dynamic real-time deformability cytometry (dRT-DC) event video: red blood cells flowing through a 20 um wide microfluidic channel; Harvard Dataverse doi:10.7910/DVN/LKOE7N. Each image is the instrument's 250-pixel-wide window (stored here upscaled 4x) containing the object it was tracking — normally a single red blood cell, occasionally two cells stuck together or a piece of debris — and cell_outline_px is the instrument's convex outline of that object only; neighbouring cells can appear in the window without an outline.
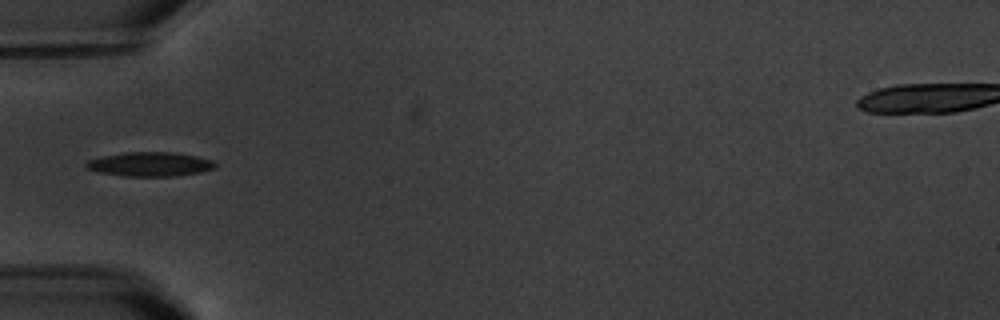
{"species": "common noctule bat (a hibernating species)", "species_latin": "Nyctalus noctula", "temperature_condition": "warm", "stored_images_in_passage": 13, "camera_frame_rate_fps": 3000, "um_per_image_px": 0.085, "animal": {"sex": "male", "body_mass_g": 20.1, "forearm_length_mm": 53.5}, "frame": {"image": 1, "passage_image": 3, "time_ms": 2.333, "image_size_px": [1000, 320], "cell_outline_px": [[216, 168], [200, 172], [176, 176], [124, 176], [96, 172], [88, 168], [84, 164], [88, 160], [100, 156], [124, 152], [176, 152], [196, 156], [212, 160], [216, 164]], "centroid_in_image_um": [12.73, 13.95], "position_along_channel_um": 72.3, "area_um2": 18.38}}
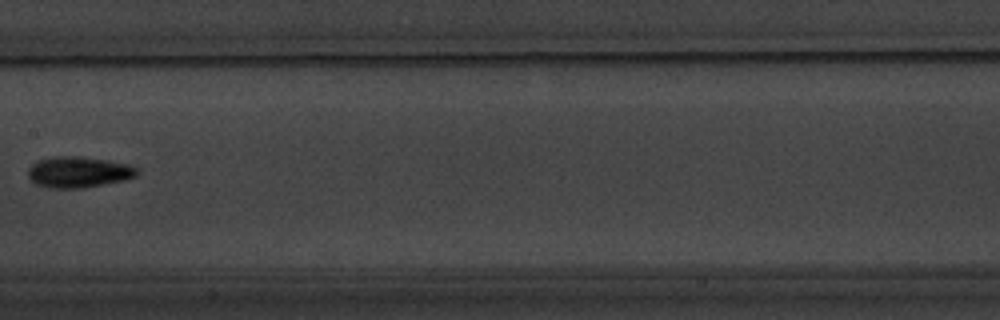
{"frame": {"image": 2, "passage_image": 6, "time_ms": 6.0, "image_size_px": [1000, 320], "cell_outline_px": [[136, 176], [124, 180], [84, 188], [48, 188], [36, 184], [28, 176], [28, 168], [32, 164], [40, 160], [52, 156], [80, 156], [108, 160], [124, 164], [136, 168]], "centroid_in_image_um": [6.62, 14.63], "position_along_channel_um": 200.8, "area_um2": 19.54}}
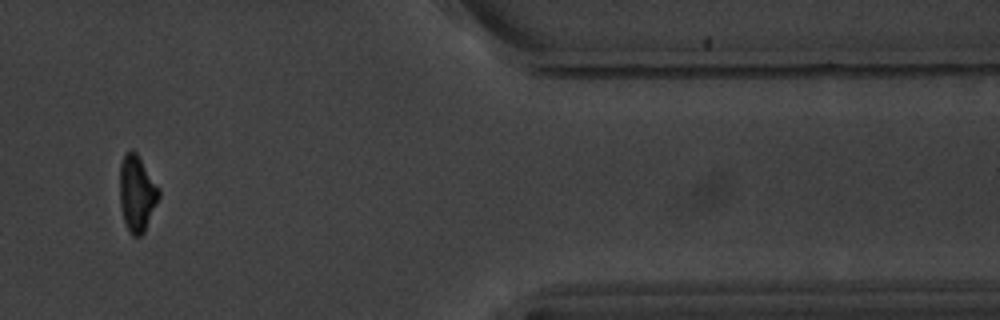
{"frame": {"image": 3, "passage_image": 11, "time_ms": 12.667, "image_size_px": [1000, 320], "cell_outline_px": [[160, 196], [144, 232], [140, 236], [132, 236], [124, 220], [120, 204], [120, 164], [124, 152], [132, 148], [136, 152], [160, 188]], "centroid_in_image_um": [11.64, 16.39], "position_along_channel_um": 399.8, "area_um2": 17.4}, "authors_computed_cell_mechanics": {"area_um2": 17.2822, "velocity_mm_per_s": 3.4787, "shape_relaxation_time_tau1_ms": 1.3601, "shape_relaxation_time_tau2_ms": null, "deformation_change_tau1": 0.0978, "deformation_change_tau2": null}}